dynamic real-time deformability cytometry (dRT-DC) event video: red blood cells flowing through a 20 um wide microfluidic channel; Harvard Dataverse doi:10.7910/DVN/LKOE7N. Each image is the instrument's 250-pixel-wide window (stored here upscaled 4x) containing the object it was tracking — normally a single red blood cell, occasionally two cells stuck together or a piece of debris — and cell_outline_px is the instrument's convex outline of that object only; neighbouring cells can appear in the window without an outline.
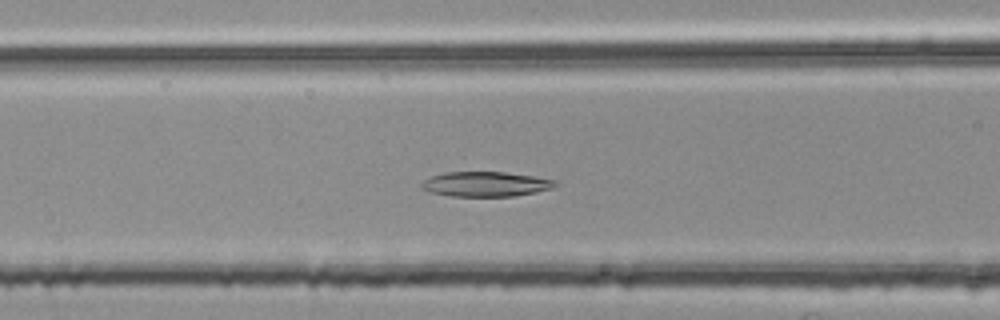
{"species": "common noctule bat (a hibernating species)", "species_latin": "Nyctalus noctula", "temperature_condition": "room temperature", "stored_images_in_passage": 51, "camera_frame_rate_fps": 3000, "um_per_image_px": 0.085, "animal": {"sex": "female", "body_mass_g": 25.1}, "frame": {"image": 1, "passage_image": 20, "time_ms": 6.333, "image_size_px": [1000, 320], "cell_outline_px": [[560, 184], [552, 188], [536, 192], [516, 196], [452, 196], [432, 192], [420, 188], [420, 184], [424, 180], [432, 176], [444, 172], [504, 172], [532, 176], [556, 180]], "centroid_in_image_um": [41.3, 15.65], "position_along_channel_um": 125.3, "area_um2": 19.36}}
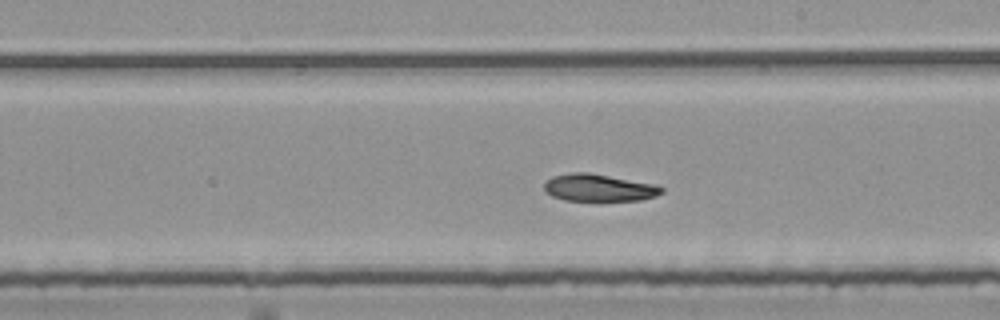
{"frame": {"image": 2, "passage_image": 29, "time_ms": 9.333, "image_size_px": [1000, 320], "cell_outline_px": [[664, 192], [656, 196], [640, 200], [564, 200], [552, 196], [544, 192], [544, 184], [552, 176], [572, 172], [588, 172], [652, 184], [664, 188]], "centroid_in_image_um": [50.86, 15.96], "position_along_channel_um": 238.1, "area_um2": 18.44}}
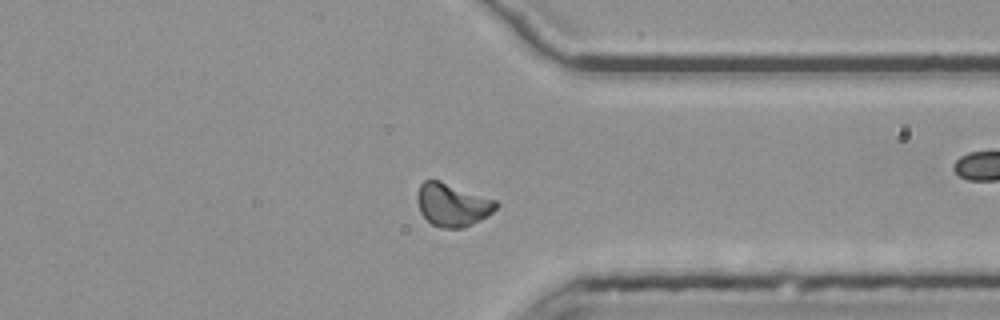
{"frame": {"image": 3, "passage_image": 40, "time_ms": 13.0, "image_size_px": [1000, 320], "cell_outline_px": [[500, 204], [488, 216], [464, 228], [440, 228], [432, 224], [420, 212], [416, 200], [416, 196], [420, 184], [424, 180], [440, 180], [496, 200]], "centroid_in_image_um": [38.45, 17.4], "position_along_channel_um": 373.0, "area_um2": 19.88}, "authors_computed_cell_mechanics": {"area_um2": 19.363, "velocity_mm_per_s": 3.7775, "shape_relaxation_time_tau1_ms": null, "shape_relaxation_time_tau2_ms": 5.1518, "deformation_change_tau1": null, "deformation_change_tau2": 0.0934}}